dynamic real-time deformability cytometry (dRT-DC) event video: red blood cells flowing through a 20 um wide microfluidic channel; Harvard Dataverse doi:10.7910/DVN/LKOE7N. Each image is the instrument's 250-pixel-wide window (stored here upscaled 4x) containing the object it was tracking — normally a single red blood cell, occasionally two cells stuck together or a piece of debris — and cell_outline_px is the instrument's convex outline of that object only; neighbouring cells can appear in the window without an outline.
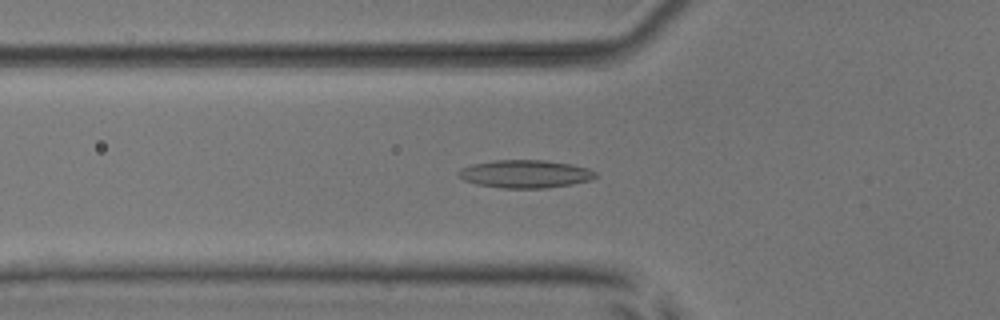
{"species": "common noctule bat (a hibernating species)", "species_latin": "Nyctalus noctula", "temperature_condition": "room temperature", "stored_images_in_passage": 40, "camera_frame_rate_fps": 3000, "um_per_image_px": 0.085, "animal": {"sex": "male", "body_mass_g": 17.9, "forearm_length_mm": 54.2}, "frame": {"image": 1, "passage_image": 6, "time_ms": 1.667, "image_size_px": [1000, 320], "cell_outline_px": [[600, 176], [592, 180], [572, 184], [544, 188], [504, 188], [476, 184], [464, 180], [456, 172], [460, 168], [472, 164], [496, 160], [544, 160], [572, 164], [588, 168], [596, 172]], "centroid_in_image_um": [44.68, 14.78], "position_along_channel_um": 81.1, "area_um2": 22.43}}
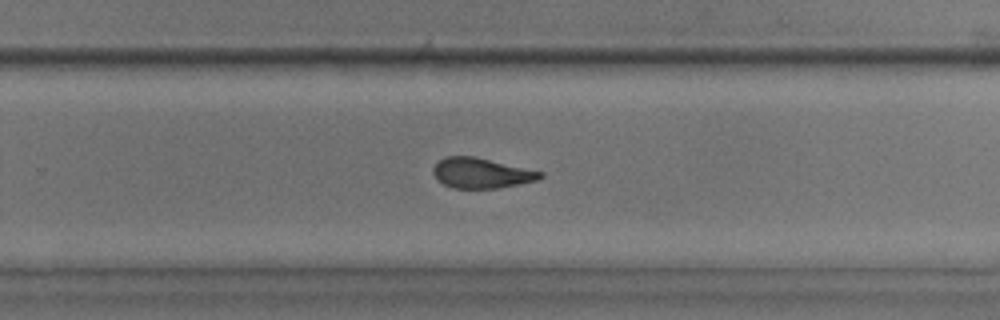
{"frame": {"image": 2, "passage_image": 22, "time_ms": 7.0, "image_size_px": [1000, 320], "cell_outline_px": [[544, 176], [536, 180], [496, 188], [452, 188], [436, 180], [432, 172], [432, 168], [444, 156], [476, 156], [544, 172]], "centroid_in_image_um": [40.88, 14.7], "position_along_channel_um": 288.9, "area_um2": 18.9}}
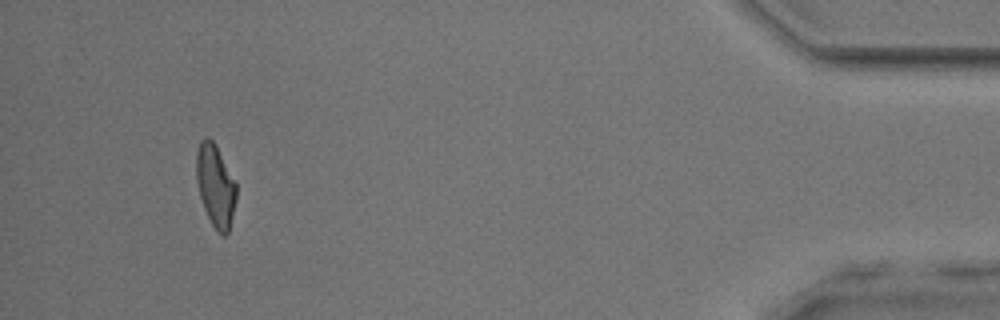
{"frame": {"image": 3, "passage_image": 37, "time_ms": 12.0, "image_size_px": [1000, 320], "cell_outline_px": [[236, 200], [228, 232], [224, 236], [216, 232], [204, 208], [200, 196], [196, 180], [196, 152], [200, 140], [204, 136], [208, 136], [216, 144], [236, 184]], "centroid_in_image_um": [18.3, 15.75], "position_along_channel_um": 416.9, "area_um2": 19.19}, "authors_computed_cell_mechanics": {"area_um2": 19.4786, "velocity_mm_per_s": 3.9043, "shape_relaxation_time_tau1_ms": null, "shape_relaxation_time_tau2_ms": 2.6568, "deformation_change_tau1": null, "deformation_change_tau2": 0.1158}}